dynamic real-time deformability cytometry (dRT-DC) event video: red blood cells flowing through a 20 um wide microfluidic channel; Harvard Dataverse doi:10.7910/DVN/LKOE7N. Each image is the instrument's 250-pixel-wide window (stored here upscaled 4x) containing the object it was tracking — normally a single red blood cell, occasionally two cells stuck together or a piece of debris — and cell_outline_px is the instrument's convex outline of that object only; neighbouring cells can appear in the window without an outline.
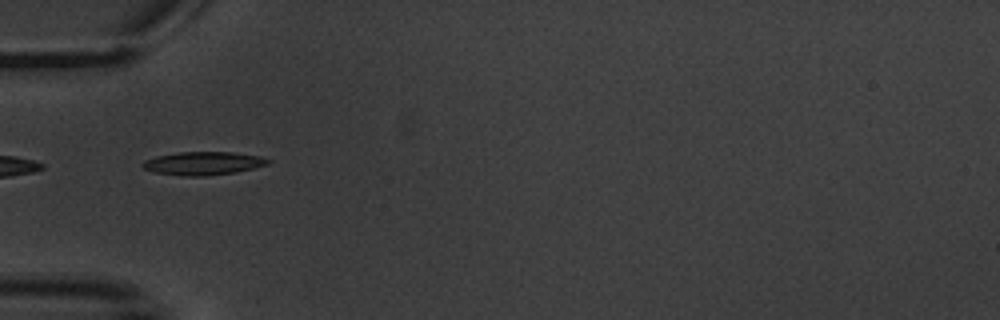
{"species": "common noctule bat (a hibernating species)", "species_latin": "Nyctalus noctula", "temperature_condition": "warm", "stored_images_in_passage": 10, "camera_frame_rate_fps": 3000, "um_per_image_px": 0.085, "animal": {"sex": "male", "body_mass_g": 20.1, "forearm_length_mm": 53.5}, "frame": {"image": 1, "passage_image": 5, "time_ms": 4.667, "image_size_px": [1000, 320], "cell_outline_px": [[272, 160], [268, 164], [236, 172], [204, 176], [180, 176], [152, 172], [144, 168], [140, 164], [144, 160], [156, 156], [180, 152], [232, 152], [260, 156]], "centroid_in_image_um": [17.24, 13.88], "position_along_channel_um": 67.8, "area_um2": 17.05}}
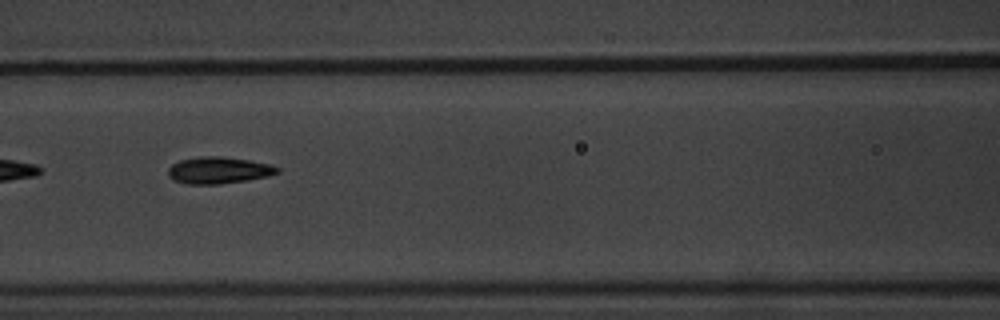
{"frame": {"image": 2, "passage_image": 7, "time_ms": 7.0, "image_size_px": [1000, 320], "cell_outline_px": [[280, 172], [268, 176], [248, 180], [220, 184], [188, 184], [172, 180], [168, 176], [168, 168], [172, 164], [180, 160], [200, 156], [220, 156], [248, 160], [272, 164], [280, 168]], "centroid_in_image_um": [18.59, 14.47], "position_along_channel_um": 148.0, "area_um2": 17.17}}
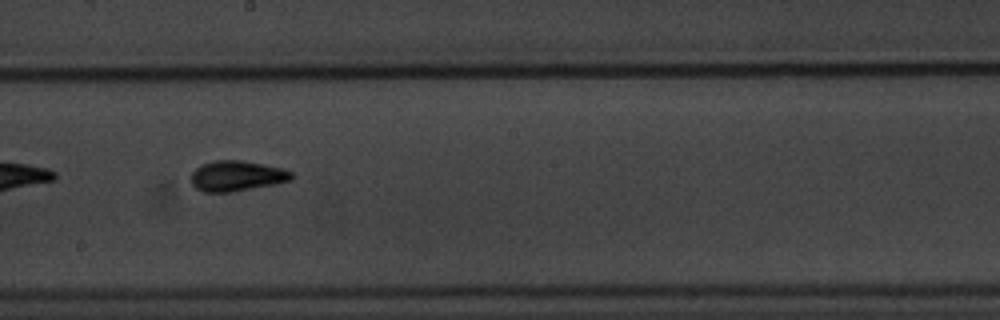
{"frame": {"image": 3, "passage_image": 9, "time_ms": 9.333, "image_size_px": [1000, 320], "cell_outline_px": [[292, 180], [232, 192], [204, 192], [196, 188], [192, 184], [192, 172], [200, 164], [216, 160], [240, 160], [264, 164], [280, 168], [292, 172]], "centroid_in_image_um": [20.09, 14.95], "position_along_channel_um": 228.1, "area_um2": 17.63}}